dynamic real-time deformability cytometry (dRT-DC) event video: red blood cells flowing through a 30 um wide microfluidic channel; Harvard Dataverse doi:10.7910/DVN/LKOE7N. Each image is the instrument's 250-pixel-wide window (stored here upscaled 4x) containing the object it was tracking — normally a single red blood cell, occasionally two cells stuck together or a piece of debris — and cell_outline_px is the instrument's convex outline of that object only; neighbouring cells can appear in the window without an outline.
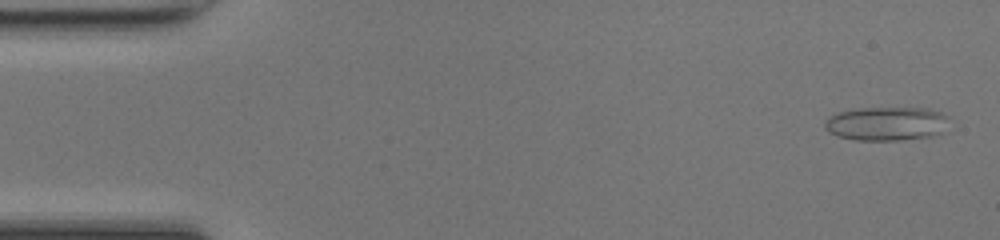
{"species": "common noctule bat (a hibernating species)", "species_latin": "Nyctalus noctula", "temperature_condition": "room temperature", "stored_images_in_passage": 48, "camera_frame_rate_fps": 3000, "um_per_image_px": 0.085, "animal": {"sex": "female", "body_mass_g": 17.0, "forearm_length_mm": 48.0}, "frame": {"image": 1, "passage_image": 2, "time_ms": 0.333, "image_size_px": [1000, 240], "cell_outline_px": [[952, 116], [940, 132], [932, 136], [900, 140], [856, 140], [836, 136], [828, 132], [824, 128], [824, 120], [840, 112], [856, 108], [928, 108], [944, 112]], "centroid_in_image_um": [75.37, 10.5], "position_along_channel_um": 9.6, "area_um2": 24.74}}
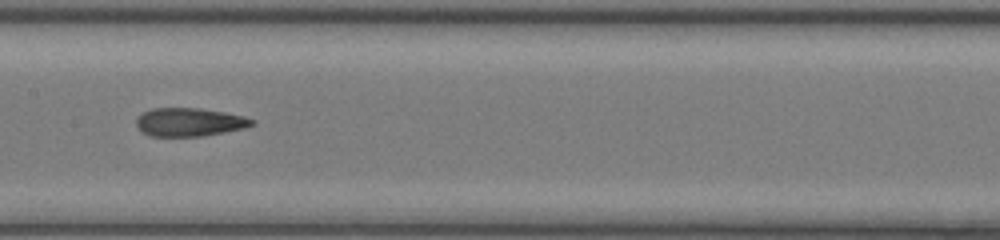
{"frame": {"image": 2, "passage_image": 24, "time_ms": 7.667, "image_size_px": [1000, 240], "cell_outline_px": [[256, 124], [244, 128], [204, 136], [148, 136], [136, 124], [136, 120], [144, 112], [152, 108], [200, 108], [224, 112], [244, 116], [256, 120]], "centroid_in_image_um": [16.15, 10.38], "position_along_channel_um": 191.2, "area_um2": 19.07}}
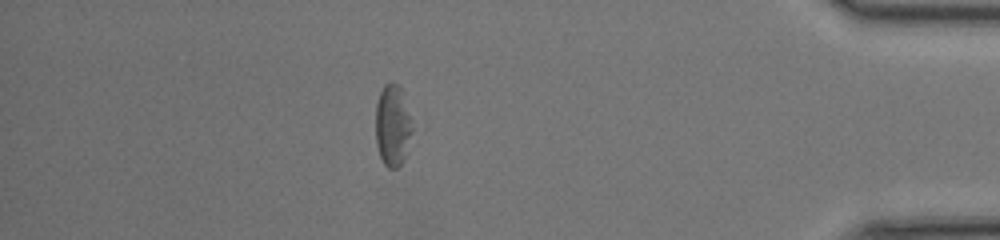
{"frame": {"image": 3, "passage_image": 42, "time_ms": 13.667, "image_size_px": [1000, 240], "cell_outline_px": [[412, 132], [404, 160], [396, 168], [388, 168], [384, 164], [380, 156], [376, 144], [376, 104], [380, 92], [384, 84], [392, 80], [404, 92], [412, 128]], "centroid_in_image_um": [33.37, 10.64], "position_along_channel_um": 401.8, "area_um2": 17.46}, "authors_computed_cell_mechanics": {"area_um2": 19.6231, "velocity_mm_per_s": 4.2743, "shape_relaxation_time_tau1_ms": null, "shape_relaxation_time_tau2_ms": 1.2084, "deformation_change_tau1": null, "deformation_change_tau2": 0.1002}}